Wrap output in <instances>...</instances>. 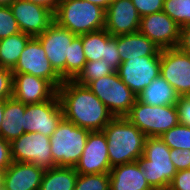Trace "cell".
Returning a JSON list of instances; mask_svg holds the SVG:
<instances>
[{"mask_svg": "<svg viewBox=\"0 0 190 190\" xmlns=\"http://www.w3.org/2000/svg\"><path fill=\"white\" fill-rule=\"evenodd\" d=\"M57 94L66 120L78 127L102 131L114 118L102 101L87 87L74 80H64Z\"/></svg>", "mask_w": 190, "mask_h": 190, "instance_id": "1", "label": "cell"}, {"mask_svg": "<svg viewBox=\"0 0 190 190\" xmlns=\"http://www.w3.org/2000/svg\"><path fill=\"white\" fill-rule=\"evenodd\" d=\"M102 131L111 167L138 161L143 155L146 136L126 117H114Z\"/></svg>", "mask_w": 190, "mask_h": 190, "instance_id": "2", "label": "cell"}, {"mask_svg": "<svg viewBox=\"0 0 190 190\" xmlns=\"http://www.w3.org/2000/svg\"><path fill=\"white\" fill-rule=\"evenodd\" d=\"M106 10L87 0H61L54 21L75 35L104 29Z\"/></svg>", "mask_w": 190, "mask_h": 190, "instance_id": "3", "label": "cell"}, {"mask_svg": "<svg viewBox=\"0 0 190 190\" xmlns=\"http://www.w3.org/2000/svg\"><path fill=\"white\" fill-rule=\"evenodd\" d=\"M138 161L142 175L154 190L168 189L177 170L170 159V148L159 137H146Z\"/></svg>", "mask_w": 190, "mask_h": 190, "instance_id": "4", "label": "cell"}, {"mask_svg": "<svg viewBox=\"0 0 190 190\" xmlns=\"http://www.w3.org/2000/svg\"><path fill=\"white\" fill-rule=\"evenodd\" d=\"M89 133V130L63 118L50 136V150L56 166L75 167L81 158Z\"/></svg>", "mask_w": 190, "mask_h": 190, "instance_id": "5", "label": "cell"}, {"mask_svg": "<svg viewBox=\"0 0 190 190\" xmlns=\"http://www.w3.org/2000/svg\"><path fill=\"white\" fill-rule=\"evenodd\" d=\"M146 137H159L179 123L176 105L150 106L137 99L125 116Z\"/></svg>", "mask_w": 190, "mask_h": 190, "instance_id": "6", "label": "cell"}, {"mask_svg": "<svg viewBox=\"0 0 190 190\" xmlns=\"http://www.w3.org/2000/svg\"><path fill=\"white\" fill-rule=\"evenodd\" d=\"M87 87L104 103L114 117H125L137 99L119 78L117 72L99 78Z\"/></svg>", "mask_w": 190, "mask_h": 190, "instance_id": "7", "label": "cell"}, {"mask_svg": "<svg viewBox=\"0 0 190 190\" xmlns=\"http://www.w3.org/2000/svg\"><path fill=\"white\" fill-rule=\"evenodd\" d=\"M11 71L13 74H32L44 78L56 89H58L64 81L53 69L37 37H31L29 39L18 62Z\"/></svg>", "mask_w": 190, "mask_h": 190, "instance_id": "8", "label": "cell"}, {"mask_svg": "<svg viewBox=\"0 0 190 190\" xmlns=\"http://www.w3.org/2000/svg\"><path fill=\"white\" fill-rule=\"evenodd\" d=\"M11 156L14 162H28L43 167L53 168L50 137L43 134L24 133L10 143Z\"/></svg>", "mask_w": 190, "mask_h": 190, "instance_id": "9", "label": "cell"}, {"mask_svg": "<svg viewBox=\"0 0 190 190\" xmlns=\"http://www.w3.org/2000/svg\"><path fill=\"white\" fill-rule=\"evenodd\" d=\"M23 117L25 133L39 132L50 137L64 118L58 94L45 102L26 105Z\"/></svg>", "mask_w": 190, "mask_h": 190, "instance_id": "10", "label": "cell"}, {"mask_svg": "<svg viewBox=\"0 0 190 190\" xmlns=\"http://www.w3.org/2000/svg\"><path fill=\"white\" fill-rule=\"evenodd\" d=\"M161 56H145L122 62L117 69L119 78L136 95L160 76Z\"/></svg>", "mask_w": 190, "mask_h": 190, "instance_id": "11", "label": "cell"}, {"mask_svg": "<svg viewBox=\"0 0 190 190\" xmlns=\"http://www.w3.org/2000/svg\"><path fill=\"white\" fill-rule=\"evenodd\" d=\"M75 36L55 21L41 35L37 36L45 50L47 59L63 80H66V60H69V44Z\"/></svg>", "mask_w": 190, "mask_h": 190, "instance_id": "12", "label": "cell"}, {"mask_svg": "<svg viewBox=\"0 0 190 190\" xmlns=\"http://www.w3.org/2000/svg\"><path fill=\"white\" fill-rule=\"evenodd\" d=\"M160 76L174 88L179 97L190 96V54L177 47L161 50Z\"/></svg>", "mask_w": 190, "mask_h": 190, "instance_id": "13", "label": "cell"}, {"mask_svg": "<svg viewBox=\"0 0 190 190\" xmlns=\"http://www.w3.org/2000/svg\"><path fill=\"white\" fill-rule=\"evenodd\" d=\"M139 32L161 50L170 49L178 45L180 26L161 11L141 17Z\"/></svg>", "mask_w": 190, "mask_h": 190, "instance_id": "14", "label": "cell"}, {"mask_svg": "<svg viewBox=\"0 0 190 190\" xmlns=\"http://www.w3.org/2000/svg\"><path fill=\"white\" fill-rule=\"evenodd\" d=\"M10 8L20 31L31 37L41 35L54 21L49 9L26 0H16Z\"/></svg>", "mask_w": 190, "mask_h": 190, "instance_id": "15", "label": "cell"}, {"mask_svg": "<svg viewBox=\"0 0 190 190\" xmlns=\"http://www.w3.org/2000/svg\"><path fill=\"white\" fill-rule=\"evenodd\" d=\"M108 145L103 131H93L88 134L87 142L79 162L75 166L78 174L109 173Z\"/></svg>", "mask_w": 190, "mask_h": 190, "instance_id": "16", "label": "cell"}, {"mask_svg": "<svg viewBox=\"0 0 190 190\" xmlns=\"http://www.w3.org/2000/svg\"><path fill=\"white\" fill-rule=\"evenodd\" d=\"M141 17L131 0H112L105 14V29L112 35L139 32Z\"/></svg>", "mask_w": 190, "mask_h": 190, "instance_id": "17", "label": "cell"}, {"mask_svg": "<svg viewBox=\"0 0 190 190\" xmlns=\"http://www.w3.org/2000/svg\"><path fill=\"white\" fill-rule=\"evenodd\" d=\"M57 89L46 79L32 74H13L12 97L23 104H37L51 99Z\"/></svg>", "mask_w": 190, "mask_h": 190, "instance_id": "18", "label": "cell"}, {"mask_svg": "<svg viewBox=\"0 0 190 190\" xmlns=\"http://www.w3.org/2000/svg\"><path fill=\"white\" fill-rule=\"evenodd\" d=\"M45 169L28 162H14L4 171L6 190H39Z\"/></svg>", "mask_w": 190, "mask_h": 190, "instance_id": "19", "label": "cell"}, {"mask_svg": "<svg viewBox=\"0 0 190 190\" xmlns=\"http://www.w3.org/2000/svg\"><path fill=\"white\" fill-rule=\"evenodd\" d=\"M110 190H154L142 175L139 161L111 168Z\"/></svg>", "mask_w": 190, "mask_h": 190, "instance_id": "20", "label": "cell"}, {"mask_svg": "<svg viewBox=\"0 0 190 190\" xmlns=\"http://www.w3.org/2000/svg\"><path fill=\"white\" fill-rule=\"evenodd\" d=\"M121 62L145 56H161V49L140 32L117 36Z\"/></svg>", "mask_w": 190, "mask_h": 190, "instance_id": "21", "label": "cell"}, {"mask_svg": "<svg viewBox=\"0 0 190 190\" xmlns=\"http://www.w3.org/2000/svg\"><path fill=\"white\" fill-rule=\"evenodd\" d=\"M25 109L26 104L16 100L14 97L5 100L3 122L0 129V136L4 140L11 143L25 133L23 117Z\"/></svg>", "mask_w": 190, "mask_h": 190, "instance_id": "22", "label": "cell"}, {"mask_svg": "<svg viewBox=\"0 0 190 190\" xmlns=\"http://www.w3.org/2000/svg\"><path fill=\"white\" fill-rule=\"evenodd\" d=\"M179 96L174 88L162 77L155 78L137 96V100L150 106L176 105Z\"/></svg>", "mask_w": 190, "mask_h": 190, "instance_id": "23", "label": "cell"}, {"mask_svg": "<svg viewBox=\"0 0 190 190\" xmlns=\"http://www.w3.org/2000/svg\"><path fill=\"white\" fill-rule=\"evenodd\" d=\"M77 177L75 167L54 166L45 169L39 190H74Z\"/></svg>", "mask_w": 190, "mask_h": 190, "instance_id": "24", "label": "cell"}, {"mask_svg": "<svg viewBox=\"0 0 190 190\" xmlns=\"http://www.w3.org/2000/svg\"><path fill=\"white\" fill-rule=\"evenodd\" d=\"M30 38V35L19 32L0 39V67L12 70Z\"/></svg>", "mask_w": 190, "mask_h": 190, "instance_id": "25", "label": "cell"}, {"mask_svg": "<svg viewBox=\"0 0 190 190\" xmlns=\"http://www.w3.org/2000/svg\"><path fill=\"white\" fill-rule=\"evenodd\" d=\"M111 36L105 28L82 35L83 52L87 62L105 58L106 42Z\"/></svg>", "mask_w": 190, "mask_h": 190, "instance_id": "26", "label": "cell"}, {"mask_svg": "<svg viewBox=\"0 0 190 190\" xmlns=\"http://www.w3.org/2000/svg\"><path fill=\"white\" fill-rule=\"evenodd\" d=\"M87 60L83 52L82 35H76L69 44V60H66V80H73L85 66Z\"/></svg>", "mask_w": 190, "mask_h": 190, "instance_id": "27", "label": "cell"}, {"mask_svg": "<svg viewBox=\"0 0 190 190\" xmlns=\"http://www.w3.org/2000/svg\"><path fill=\"white\" fill-rule=\"evenodd\" d=\"M115 72L102 60L86 62L83 69L73 79L76 83L88 86L91 82Z\"/></svg>", "mask_w": 190, "mask_h": 190, "instance_id": "28", "label": "cell"}, {"mask_svg": "<svg viewBox=\"0 0 190 190\" xmlns=\"http://www.w3.org/2000/svg\"><path fill=\"white\" fill-rule=\"evenodd\" d=\"M160 139L170 149L190 150V126L178 123L169 131L164 132Z\"/></svg>", "mask_w": 190, "mask_h": 190, "instance_id": "29", "label": "cell"}, {"mask_svg": "<svg viewBox=\"0 0 190 190\" xmlns=\"http://www.w3.org/2000/svg\"><path fill=\"white\" fill-rule=\"evenodd\" d=\"M163 11L180 27L190 24V0H164Z\"/></svg>", "mask_w": 190, "mask_h": 190, "instance_id": "30", "label": "cell"}, {"mask_svg": "<svg viewBox=\"0 0 190 190\" xmlns=\"http://www.w3.org/2000/svg\"><path fill=\"white\" fill-rule=\"evenodd\" d=\"M109 173L78 174L74 190H110Z\"/></svg>", "mask_w": 190, "mask_h": 190, "instance_id": "31", "label": "cell"}, {"mask_svg": "<svg viewBox=\"0 0 190 190\" xmlns=\"http://www.w3.org/2000/svg\"><path fill=\"white\" fill-rule=\"evenodd\" d=\"M21 32L10 6H0V39Z\"/></svg>", "mask_w": 190, "mask_h": 190, "instance_id": "32", "label": "cell"}, {"mask_svg": "<svg viewBox=\"0 0 190 190\" xmlns=\"http://www.w3.org/2000/svg\"><path fill=\"white\" fill-rule=\"evenodd\" d=\"M115 72L119 68L121 62L120 54L117 48V36H111L106 42L105 58H102Z\"/></svg>", "mask_w": 190, "mask_h": 190, "instance_id": "33", "label": "cell"}, {"mask_svg": "<svg viewBox=\"0 0 190 190\" xmlns=\"http://www.w3.org/2000/svg\"><path fill=\"white\" fill-rule=\"evenodd\" d=\"M140 17L163 11L164 0H131Z\"/></svg>", "mask_w": 190, "mask_h": 190, "instance_id": "34", "label": "cell"}, {"mask_svg": "<svg viewBox=\"0 0 190 190\" xmlns=\"http://www.w3.org/2000/svg\"><path fill=\"white\" fill-rule=\"evenodd\" d=\"M13 72L11 69L0 67V101L12 97Z\"/></svg>", "mask_w": 190, "mask_h": 190, "instance_id": "35", "label": "cell"}, {"mask_svg": "<svg viewBox=\"0 0 190 190\" xmlns=\"http://www.w3.org/2000/svg\"><path fill=\"white\" fill-rule=\"evenodd\" d=\"M170 159L177 171L190 169V150L189 149H170Z\"/></svg>", "mask_w": 190, "mask_h": 190, "instance_id": "36", "label": "cell"}, {"mask_svg": "<svg viewBox=\"0 0 190 190\" xmlns=\"http://www.w3.org/2000/svg\"><path fill=\"white\" fill-rule=\"evenodd\" d=\"M167 190H190V169L177 171Z\"/></svg>", "mask_w": 190, "mask_h": 190, "instance_id": "37", "label": "cell"}, {"mask_svg": "<svg viewBox=\"0 0 190 190\" xmlns=\"http://www.w3.org/2000/svg\"><path fill=\"white\" fill-rule=\"evenodd\" d=\"M176 108L179 123L190 126V96L179 97Z\"/></svg>", "mask_w": 190, "mask_h": 190, "instance_id": "38", "label": "cell"}, {"mask_svg": "<svg viewBox=\"0 0 190 190\" xmlns=\"http://www.w3.org/2000/svg\"><path fill=\"white\" fill-rule=\"evenodd\" d=\"M12 163L10 142L0 136V170L5 171Z\"/></svg>", "mask_w": 190, "mask_h": 190, "instance_id": "39", "label": "cell"}, {"mask_svg": "<svg viewBox=\"0 0 190 190\" xmlns=\"http://www.w3.org/2000/svg\"><path fill=\"white\" fill-rule=\"evenodd\" d=\"M177 48L184 53L190 54V24L180 27Z\"/></svg>", "mask_w": 190, "mask_h": 190, "instance_id": "40", "label": "cell"}, {"mask_svg": "<svg viewBox=\"0 0 190 190\" xmlns=\"http://www.w3.org/2000/svg\"><path fill=\"white\" fill-rule=\"evenodd\" d=\"M32 2L37 5H41L47 9H49L53 14L55 13L57 6L59 4V0H26Z\"/></svg>", "mask_w": 190, "mask_h": 190, "instance_id": "41", "label": "cell"}, {"mask_svg": "<svg viewBox=\"0 0 190 190\" xmlns=\"http://www.w3.org/2000/svg\"><path fill=\"white\" fill-rule=\"evenodd\" d=\"M88 2H91L93 4H96L100 6L103 9H107L109 7V4L112 0H87Z\"/></svg>", "mask_w": 190, "mask_h": 190, "instance_id": "42", "label": "cell"}, {"mask_svg": "<svg viewBox=\"0 0 190 190\" xmlns=\"http://www.w3.org/2000/svg\"><path fill=\"white\" fill-rule=\"evenodd\" d=\"M4 110H5V100H1L0 101V129H1V124L3 122Z\"/></svg>", "mask_w": 190, "mask_h": 190, "instance_id": "43", "label": "cell"}, {"mask_svg": "<svg viewBox=\"0 0 190 190\" xmlns=\"http://www.w3.org/2000/svg\"><path fill=\"white\" fill-rule=\"evenodd\" d=\"M16 0H0V6H10Z\"/></svg>", "mask_w": 190, "mask_h": 190, "instance_id": "44", "label": "cell"}, {"mask_svg": "<svg viewBox=\"0 0 190 190\" xmlns=\"http://www.w3.org/2000/svg\"><path fill=\"white\" fill-rule=\"evenodd\" d=\"M3 174H4V171L0 170V186H2Z\"/></svg>", "mask_w": 190, "mask_h": 190, "instance_id": "45", "label": "cell"}, {"mask_svg": "<svg viewBox=\"0 0 190 190\" xmlns=\"http://www.w3.org/2000/svg\"><path fill=\"white\" fill-rule=\"evenodd\" d=\"M0 190H6L3 186H0Z\"/></svg>", "mask_w": 190, "mask_h": 190, "instance_id": "46", "label": "cell"}]
</instances>
